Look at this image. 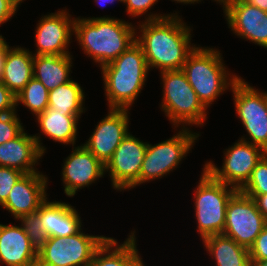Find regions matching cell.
<instances>
[{"label": "cell", "mask_w": 267, "mask_h": 266, "mask_svg": "<svg viewBox=\"0 0 267 266\" xmlns=\"http://www.w3.org/2000/svg\"><path fill=\"white\" fill-rule=\"evenodd\" d=\"M72 55H34L33 77L49 91L71 81Z\"/></svg>", "instance_id": "obj_24"}, {"label": "cell", "mask_w": 267, "mask_h": 266, "mask_svg": "<svg viewBox=\"0 0 267 266\" xmlns=\"http://www.w3.org/2000/svg\"><path fill=\"white\" fill-rule=\"evenodd\" d=\"M47 182L48 179L43 173L23 174L1 207L13 214L16 220L22 215L38 211L41 204L48 199L46 194Z\"/></svg>", "instance_id": "obj_17"}, {"label": "cell", "mask_w": 267, "mask_h": 266, "mask_svg": "<svg viewBox=\"0 0 267 266\" xmlns=\"http://www.w3.org/2000/svg\"><path fill=\"white\" fill-rule=\"evenodd\" d=\"M49 90L37 79H32L16 95V106L25 105L35 116L41 114L48 107Z\"/></svg>", "instance_id": "obj_27"}, {"label": "cell", "mask_w": 267, "mask_h": 266, "mask_svg": "<svg viewBox=\"0 0 267 266\" xmlns=\"http://www.w3.org/2000/svg\"><path fill=\"white\" fill-rule=\"evenodd\" d=\"M252 266H267V259L261 261H250Z\"/></svg>", "instance_id": "obj_40"}, {"label": "cell", "mask_w": 267, "mask_h": 266, "mask_svg": "<svg viewBox=\"0 0 267 266\" xmlns=\"http://www.w3.org/2000/svg\"><path fill=\"white\" fill-rule=\"evenodd\" d=\"M96 3H99V5H101V4H104L105 5V3L107 4V3H111V4H113L114 3V1H118V2H121V3H123L122 2V0H94ZM103 7V6H102Z\"/></svg>", "instance_id": "obj_41"}, {"label": "cell", "mask_w": 267, "mask_h": 266, "mask_svg": "<svg viewBox=\"0 0 267 266\" xmlns=\"http://www.w3.org/2000/svg\"><path fill=\"white\" fill-rule=\"evenodd\" d=\"M72 151L62 167L64 193L68 197H73L79 189L88 187L106 174L105 165L82 144Z\"/></svg>", "instance_id": "obj_16"}, {"label": "cell", "mask_w": 267, "mask_h": 266, "mask_svg": "<svg viewBox=\"0 0 267 266\" xmlns=\"http://www.w3.org/2000/svg\"><path fill=\"white\" fill-rule=\"evenodd\" d=\"M128 113L129 109L109 108L108 115L97 124L87 142L82 144L104 165L129 132Z\"/></svg>", "instance_id": "obj_13"}, {"label": "cell", "mask_w": 267, "mask_h": 266, "mask_svg": "<svg viewBox=\"0 0 267 266\" xmlns=\"http://www.w3.org/2000/svg\"><path fill=\"white\" fill-rule=\"evenodd\" d=\"M107 238L85 234L82 229L72 236L49 237L38 251L37 266H89Z\"/></svg>", "instance_id": "obj_7"}, {"label": "cell", "mask_w": 267, "mask_h": 266, "mask_svg": "<svg viewBox=\"0 0 267 266\" xmlns=\"http://www.w3.org/2000/svg\"><path fill=\"white\" fill-rule=\"evenodd\" d=\"M163 83L161 109L174 127L204 126L207 108L199 100L182 70L160 72Z\"/></svg>", "instance_id": "obj_5"}, {"label": "cell", "mask_w": 267, "mask_h": 266, "mask_svg": "<svg viewBox=\"0 0 267 266\" xmlns=\"http://www.w3.org/2000/svg\"><path fill=\"white\" fill-rule=\"evenodd\" d=\"M218 3H220V5H222V7H224L226 5V3L228 2V0H214Z\"/></svg>", "instance_id": "obj_44"}, {"label": "cell", "mask_w": 267, "mask_h": 266, "mask_svg": "<svg viewBox=\"0 0 267 266\" xmlns=\"http://www.w3.org/2000/svg\"><path fill=\"white\" fill-rule=\"evenodd\" d=\"M267 12V0H242Z\"/></svg>", "instance_id": "obj_37"}, {"label": "cell", "mask_w": 267, "mask_h": 266, "mask_svg": "<svg viewBox=\"0 0 267 266\" xmlns=\"http://www.w3.org/2000/svg\"><path fill=\"white\" fill-rule=\"evenodd\" d=\"M40 136L29 135L24 129L17 137L0 144V167L17 169L24 174L39 172L34 166L46 150Z\"/></svg>", "instance_id": "obj_18"}, {"label": "cell", "mask_w": 267, "mask_h": 266, "mask_svg": "<svg viewBox=\"0 0 267 266\" xmlns=\"http://www.w3.org/2000/svg\"><path fill=\"white\" fill-rule=\"evenodd\" d=\"M230 90L233 92L236 114L250 139L241 137L240 140L260 146L267 152V92L258 91L241 76Z\"/></svg>", "instance_id": "obj_8"}, {"label": "cell", "mask_w": 267, "mask_h": 266, "mask_svg": "<svg viewBox=\"0 0 267 266\" xmlns=\"http://www.w3.org/2000/svg\"><path fill=\"white\" fill-rule=\"evenodd\" d=\"M24 173L9 167H0V205L8 198L9 192Z\"/></svg>", "instance_id": "obj_31"}, {"label": "cell", "mask_w": 267, "mask_h": 266, "mask_svg": "<svg viewBox=\"0 0 267 266\" xmlns=\"http://www.w3.org/2000/svg\"><path fill=\"white\" fill-rule=\"evenodd\" d=\"M135 230L123 244L108 237L95 251L89 266H145L137 249Z\"/></svg>", "instance_id": "obj_21"}, {"label": "cell", "mask_w": 267, "mask_h": 266, "mask_svg": "<svg viewBox=\"0 0 267 266\" xmlns=\"http://www.w3.org/2000/svg\"><path fill=\"white\" fill-rule=\"evenodd\" d=\"M5 58H6V45L0 50V81L3 75Z\"/></svg>", "instance_id": "obj_38"}, {"label": "cell", "mask_w": 267, "mask_h": 266, "mask_svg": "<svg viewBox=\"0 0 267 266\" xmlns=\"http://www.w3.org/2000/svg\"><path fill=\"white\" fill-rule=\"evenodd\" d=\"M202 169L193 199L197 232L201 239H204L223 233L227 204L238 190L215 180L204 168Z\"/></svg>", "instance_id": "obj_6"}, {"label": "cell", "mask_w": 267, "mask_h": 266, "mask_svg": "<svg viewBox=\"0 0 267 266\" xmlns=\"http://www.w3.org/2000/svg\"><path fill=\"white\" fill-rule=\"evenodd\" d=\"M84 90L74 80L61 84L50 90L48 95V107L59 112H74L78 117L85 112ZM84 111V112H83Z\"/></svg>", "instance_id": "obj_26"}, {"label": "cell", "mask_w": 267, "mask_h": 266, "mask_svg": "<svg viewBox=\"0 0 267 266\" xmlns=\"http://www.w3.org/2000/svg\"><path fill=\"white\" fill-rule=\"evenodd\" d=\"M181 129L166 141L155 145L148 143L140 171V185L166 176L187 156L200 135L188 127Z\"/></svg>", "instance_id": "obj_9"}, {"label": "cell", "mask_w": 267, "mask_h": 266, "mask_svg": "<svg viewBox=\"0 0 267 266\" xmlns=\"http://www.w3.org/2000/svg\"><path fill=\"white\" fill-rule=\"evenodd\" d=\"M79 118L74 112H59L49 107L36 116L43 135L54 142L73 146L77 140Z\"/></svg>", "instance_id": "obj_23"}, {"label": "cell", "mask_w": 267, "mask_h": 266, "mask_svg": "<svg viewBox=\"0 0 267 266\" xmlns=\"http://www.w3.org/2000/svg\"><path fill=\"white\" fill-rule=\"evenodd\" d=\"M147 145V142L139 140L130 132L123 138L105 165L113 189L121 192L140 186V171Z\"/></svg>", "instance_id": "obj_12"}, {"label": "cell", "mask_w": 267, "mask_h": 266, "mask_svg": "<svg viewBox=\"0 0 267 266\" xmlns=\"http://www.w3.org/2000/svg\"><path fill=\"white\" fill-rule=\"evenodd\" d=\"M74 20L66 9L41 17L35 31L37 48L33 55H69Z\"/></svg>", "instance_id": "obj_15"}, {"label": "cell", "mask_w": 267, "mask_h": 266, "mask_svg": "<svg viewBox=\"0 0 267 266\" xmlns=\"http://www.w3.org/2000/svg\"><path fill=\"white\" fill-rule=\"evenodd\" d=\"M172 1H175L177 3H183V4H194L195 2L199 3L202 0H172Z\"/></svg>", "instance_id": "obj_39"}, {"label": "cell", "mask_w": 267, "mask_h": 266, "mask_svg": "<svg viewBox=\"0 0 267 266\" xmlns=\"http://www.w3.org/2000/svg\"><path fill=\"white\" fill-rule=\"evenodd\" d=\"M137 28L113 17L75 18L73 33L88 57L103 65L112 62L136 42Z\"/></svg>", "instance_id": "obj_2"}, {"label": "cell", "mask_w": 267, "mask_h": 266, "mask_svg": "<svg viewBox=\"0 0 267 266\" xmlns=\"http://www.w3.org/2000/svg\"><path fill=\"white\" fill-rule=\"evenodd\" d=\"M32 51L6 44V58L1 82L16 96L33 77Z\"/></svg>", "instance_id": "obj_22"}, {"label": "cell", "mask_w": 267, "mask_h": 266, "mask_svg": "<svg viewBox=\"0 0 267 266\" xmlns=\"http://www.w3.org/2000/svg\"><path fill=\"white\" fill-rule=\"evenodd\" d=\"M266 153L260 146L239 139L224 152L222 168H218L212 161L206 162L203 168L215 180L240 190Z\"/></svg>", "instance_id": "obj_10"}, {"label": "cell", "mask_w": 267, "mask_h": 266, "mask_svg": "<svg viewBox=\"0 0 267 266\" xmlns=\"http://www.w3.org/2000/svg\"><path fill=\"white\" fill-rule=\"evenodd\" d=\"M16 12L17 10L8 0H0V25L10 20Z\"/></svg>", "instance_id": "obj_35"}, {"label": "cell", "mask_w": 267, "mask_h": 266, "mask_svg": "<svg viewBox=\"0 0 267 266\" xmlns=\"http://www.w3.org/2000/svg\"><path fill=\"white\" fill-rule=\"evenodd\" d=\"M266 224L255 201L238 190L227 204L222 234L249 250Z\"/></svg>", "instance_id": "obj_11"}, {"label": "cell", "mask_w": 267, "mask_h": 266, "mask_svg": "<svg viewBox=\"0 0 267 266\" xmlns=\"http://www.w3.org/2000/svg\"><path fill=\"white\" fill-rule=\"evenodd\" d=\"M17 220L21 221V226L29 237L31 245L38 252L47 243L49 238L46 230L41 225L38 211L22 215Z\"/></svg>", "instance_id": "obj_28"}, {"label": "cell", "mask_w": 267, "mask_h": 266, "mask_svg": "<svg viewBox=\"0 0 267 266\" xmlns=\"http://www.w3.org/2000/svg\"><path fill=\"white\" fill-rule=\"evenodd\" d=\"M228 28L240 38L267 48V12L242 0H228L223 7Z\"/></svg>", "instance_id": "obj_14"}, {"label": "cell", "mask_w": 267, "mask_h": 266, "mask_svg": "<svg viewBox=\"0 0 267 266\" xmlns=\"http://www.w3.org/2000/svg\"><path fill=\"white\" fill-rule=\"evenodd\" d=\"M38 252L22 226L0 224V263L7 266H37Z\"/></svg>", "instance_id": "obj_19"}, {"label": "cell", "mask_w": 267, "mask_h": 266, "mask_svg": "<svg viewBox=\"0 0 267 266\" xmlns=\"http://www.w3.org/2000/svg\"><path fill=\"white\" fill-rule=\"evenodd\" d=\"M139 23L140 35L136 42L141 46L147 66L160 71L182 70L188 55L195 49L191 45V28L175 14H150Z\"/></svg>", "instance_id": "obj_1"}, {"label": "cell", "mask_w": 267, "mask_h": 266, "mask_svg": "<svg viewBox=\"0 0 267 266\" xmlns=\"http://www.w3.org/2000/svg\"><path fill=\"white\" fill-rule=\"evenodd\" d=\"M247 196L251 197L255 201L257 209L267 220V194H265V195H247Z\"/></svg>", "instance_id": "obj_36"}, {"label": "cell", "mask_w": 267, "mask_h": 266, "mask_svg": "<svg viewBox=\"0 0 267 266\" xmlns=\"http://www.w3.org/2000/svg\"><path fill=\"white\" fill-rule=\"evenodd\" d=\"M250 261L267 259V224L249 249Z\"/></svg>", "instance_id": "obj_32"}, {"label": "cell", "mask_w": 267, "mask_h": 266, "mask_svg": "<svg viewBox=\"0 0 267 266\" xmlns=\"http://www.w3.org/2000/svg\"><path fill=\"white\" fill-rule=\"evenodd\" d=\"M14 8L17 10L19 5L24 1V0H8Z\"/></svg>", "instance_id": "obj_42"}, {"label": "cell", "mask_w": 267, "mask_h": 266, "mask_svg": "<svg viewBox=\"0 0 267 266\" xmlns=\"http://www.w3.org/2000/svg\"><path fill=\"white\" fill-rule=\"evenodd\" d=\"M16 96L0 81V115L15 112Z\"/></svg>", "instance_id": "obj_34"}, {"label": "cell", "mask_w": 267, "mask_h": 266, "mask_svg": "<svg viewBox=\"0 0 267 266\" xmlns=\"http://www.w3.org/2000/svg\"><path fill=\"white\" fill-rule=\"evenodd\" d=\"M158 0H124L126 12L129 16L138 17L145 15Z\"/></svg>", "instance_id": "obj_33"}, {"label": "cell", "mask_w": 267, "mask_h": 266, "mask_svg": "<svg viewBox=\"0 0 267 266\" xmlns=\"http://www.w3.org/2000/svg\"><path fill=\"white\" fill-rule=\"evenodd\" d=\"M100 69L108 107L130 109L143 89L149 72L141 46L135 42Z\"/></svg>", "instance_id": "obj_3"}, {"label": "cell", "mask_w": 267, "mask_h": 266, "mask_svg": "<svg viewBox=\"0 0 267 266\" xmlns=\"http://www.w3.org/2000/svg\"><path fill=\"white\" fill-rule=\"evenodd\" d=\"M16 113L15 111L0 115V144L17 137L24 130L23 123Z\"/></svg>", "instance_id": "obj_30"}, {"label": "cell", "mask_w": 267, "mask_h": 266, "mask_svg": "<svg viewBox=\"0 0 267 266\" xmlns=\"http://www.w3.org/2000/svg\"><path fill=\"white\" fill-rule=\"evenodd\" d=\"M7 44L6 40L0 35V50Z\"/></svg>", "instance_id": "obj_43"}, {"label": "cell", "mask_w": 267, "mask_h": 266, "mask_svg": "<svg viewBox=\"0 0 267 266\" xmlns=\"http://www.w3.org/2000/svg\"><path fill=\"white\" fill-rule=\"evenodd\" d=\"M182 71L206 108L239 79L228 72L220 51L210 47L196 46L188 55Z\"/></svg>", "instance_id": "obj_4"}, {"label": "cell", "mask_w": 267, "mask_h": 266, "mask_svg": "<svg viewBox=\"0 0 267 266\" xmlns=\"http://www.w3.org/2000/svg\"><path fill=\"white\" fill-rule=\"evenodd\" d=\"M239 191L245 195L267 194V153L257 163L249 180Z\"/></svg>", "instance_id": "obj_29"}, {"label": "cell", "mask_w": 267, "mask_h": 266, "mask_svg": "<svg viewBox=\"0 0 267 266\" xmlns=\"http://www.w3.org/2000/svg\"><path fill=\"white\" fill-rule=\"evenodd\" d=\"M216 266H252L249 250L223 234L202 239Z\"/></svg>", "instance_id": "obj_25"}, {"label": "cell", "mask_w": 267, "mask_h": 266, "mask_svg": "<svg viewBox=\"0 0 267 266\" xmlns=\"http://www.w3.org/2000/svg\"><path fill=\"white\" fill-rule=\"evenodd\" d=\"M38 215L49 237L72 236L82 229L80 214L75 207L65 202H50L46 199L39 207Z\"/></svg>", "instance_id": "obj_20"}]
</instances>
